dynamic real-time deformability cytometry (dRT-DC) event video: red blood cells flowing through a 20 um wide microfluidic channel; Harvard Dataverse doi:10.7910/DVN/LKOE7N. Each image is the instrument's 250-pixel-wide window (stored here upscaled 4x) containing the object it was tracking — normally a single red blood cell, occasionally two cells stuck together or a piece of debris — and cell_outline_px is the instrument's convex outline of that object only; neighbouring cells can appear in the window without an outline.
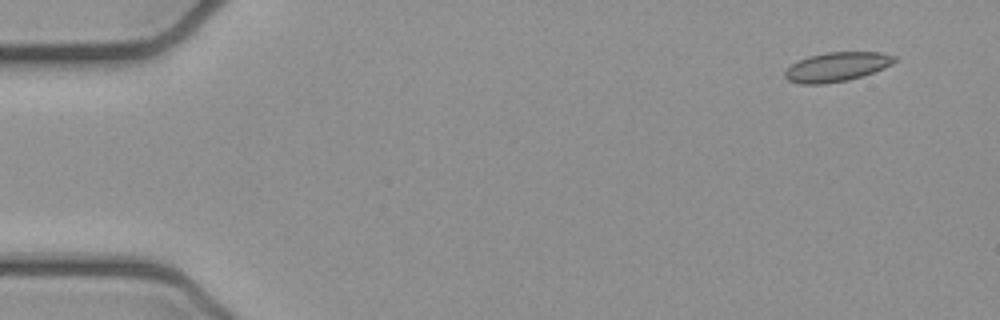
{"species": "common noctule bat (a hibernating species)", "species_latin": "Nyctalus noctula", "temperature_condition": "cold", "stored_images_in_passage": 4, "camera_frame_rate_fps": 3000, "um_per_image_px": 0.085, "animal": {"sex": "female", "body_mass_g": 21.9}, "frame": {"image": 1, "passage_image": 1, "time_ms": 0.0, "image_size_px": [1000, 320], "cell_outline_px": [[896, 60], [892, 64], [884, 68], [864, 76], [848, 80], [824, 84], [800, 84], [788, 80], [784, 76], [784, 72], [792, 64], [808, 56], [828, 52], [880, 52], [896, 56]], "centroid_in_image_um": [71.14, 5.69], "position_along_channel_um": 13.9, "area_um2": 18.73}}
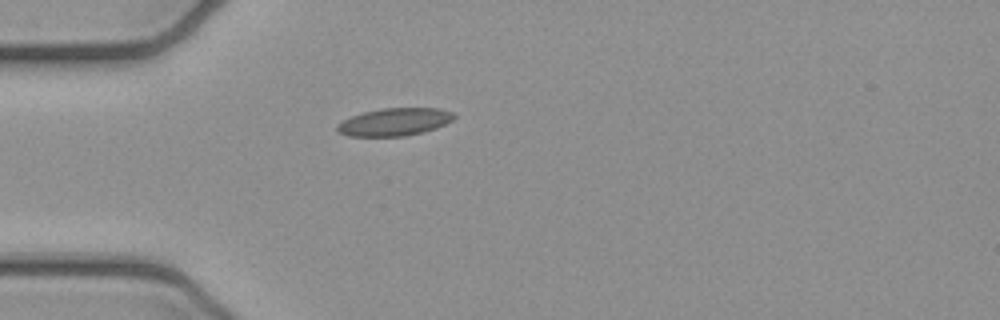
{"frame": {"image": 2, "passage_image": 4, "time_ms": 1.0, "image_size_px": [1000, 320], "cell_outline_px": [[456, 116], [452, 120], [436, 128], [424, 132], [404, 136], [348, 136], [340, 132], [336, 128], [336, 124], [352, 116], [364, 112], [380, 108], [440, 108], [452, 112]], "centroid_in_image_um": [33.54, 10.36], "position_along_channel_um": 51.5, "area_um2": 18.79}}